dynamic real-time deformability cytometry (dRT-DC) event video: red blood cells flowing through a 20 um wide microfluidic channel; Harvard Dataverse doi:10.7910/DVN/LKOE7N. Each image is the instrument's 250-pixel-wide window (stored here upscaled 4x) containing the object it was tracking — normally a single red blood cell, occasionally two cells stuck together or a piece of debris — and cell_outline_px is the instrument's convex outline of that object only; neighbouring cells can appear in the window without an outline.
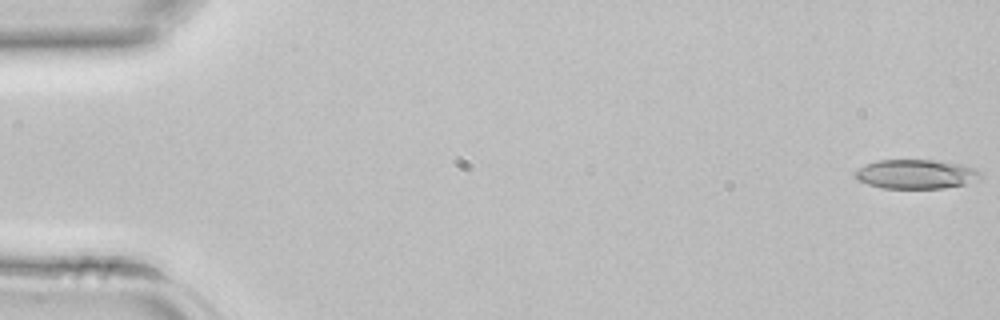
{"species": "common noctule bat (a hibernating species)", "species_latin": "Nyctalus noctula", "temperature_condition": "room temperature", "stored_images_in_passage": 53, "camera_frame_rate_fps": 3000, "um_per_image_px": 0.085, "animal": {"sex": "female", "body_mass_g": 22.7, "forearm_length_mm": 54.2}, "frame": {"image": 1, "passage_image": 1, "time_ms": 0.0, "image_size_px": [1000, 320], "cell_outline_px": [[980, 176], [964, 184], [944, 188], [880, 188], [856, 180], [852, 176], [852, 172], [864, 164], [876, 160], [936, 160], [960, 164], [972, 168], [980, 172]], "centroid_in_image_um": [77.72, 14.79], "position_along_channel_um": 7.3, "area_um2": 21.39}}
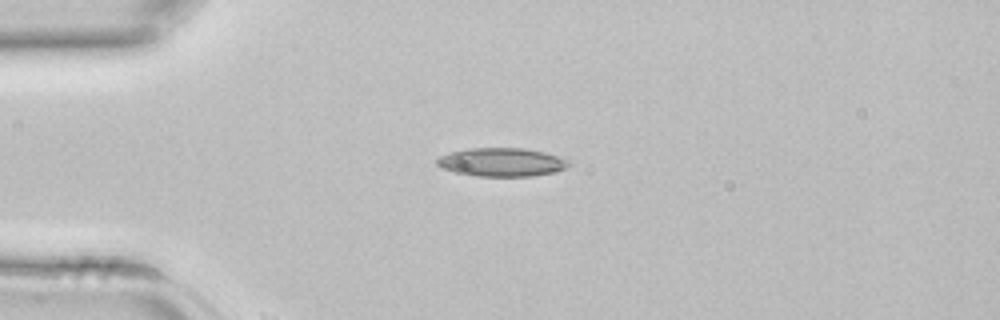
{"frame": {"image": 2, "passage_image": 11, "time_ms": 3.333, "image_size_px": [1000, 320], "cell_outline_px": [[572, 164], [568, 168], [556, 172], [532, 176], [476, 176], [456, 172], [444, 168], [436, 164], [436, 160], [440, 156], [448, 152], [468, 148], [524, 148], [544, 152], [568, 160]], "centroid_in_image_um": [42.67, 13.78], "position_along_channel_um": 42.3, "area_um2": 21.96}}